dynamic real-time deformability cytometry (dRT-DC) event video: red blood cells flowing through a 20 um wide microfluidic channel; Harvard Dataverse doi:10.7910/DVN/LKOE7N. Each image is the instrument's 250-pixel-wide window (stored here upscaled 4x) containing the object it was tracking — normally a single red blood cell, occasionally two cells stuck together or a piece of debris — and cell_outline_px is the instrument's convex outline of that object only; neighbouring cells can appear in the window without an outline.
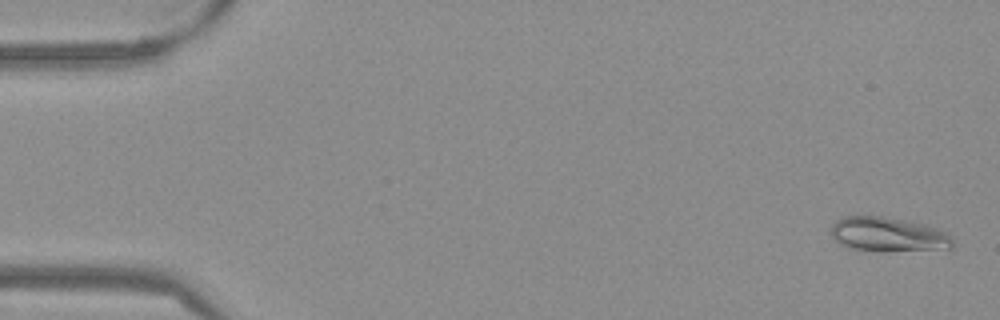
{"species": "Egyptian fruit bat (a non-hibernating species)", "species_latin": "Rousettus aegyptiacus", "temperature_condition": "warm", "stored_images_in_passage": 53, "camera_frame_rate_fps": 3000, "um_per_image_px": 0.085, "frame": {"image": 1, "passage_image": 2, "time_ms": 0.333, "image_size_px": [1000, 320], "cell_outline_px": [[952, 248], [884, 252], [880, 252], [848, 248], [840, 244], [832, 236], [832, 224], [836, 220], [844, 216], [880, 216], [904, 220], [924, 224], [948, 232], [952, 236]], "centroid_in_image_um": [75.49, 19.94], "position_along_channel_um": 9.5, "area_um2": 24.62}}
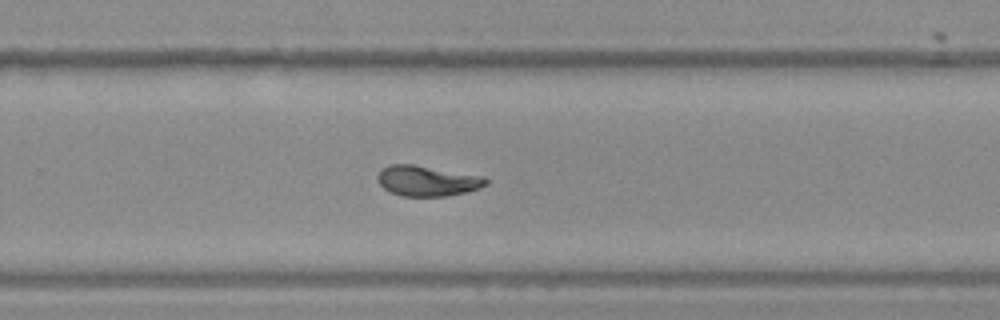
{"frame": {"image": 2, "passage_image": 35, "time_ms": 11.333, "image_size_px": [1000, 320], "cell_outline_px": [[488, 184], [480, 188], [468, 192], [448, 196], [400, 196], [384, 188], [380, 184], [376, 176], [388, 164], [412, 164], [484, 176], [488, 180]], "centroid_in_image_um": [36.35, 15.38], "position_along_channel_um": 293.5, "area_um2": 19.25}}
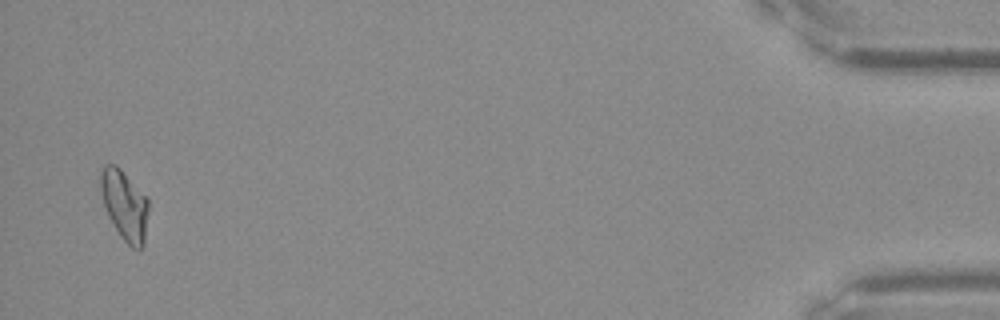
{"frame": {"image": 3, "passage_image": 52, "time_ms": 17.0, "image_size_px": [1000, 320], "cell_outline_px": [[148, 208], [144, 244], [140, 248], [132, 248], [120, 236], [108, 216], [100, 192], [100, 172], [104, 164], [116, 164], [120, 168], [148, 200]], "centroid_in_image_um": [10.56, 17.42], "position_along_channel_um": 424.6, "area_um2": 19.25}, "authors_computed_cell_mechanics": {"area_um2": 19.4786, "velocity_mm_per_s": 3.8299, "shape_relaxation_time_tau1_ms": 8.4181, "shape_relaxation_time_tau2_ms": 1.3754, "deformation_change_tau1": 0.2151, "deformation_change_tau2": 0.0473}}